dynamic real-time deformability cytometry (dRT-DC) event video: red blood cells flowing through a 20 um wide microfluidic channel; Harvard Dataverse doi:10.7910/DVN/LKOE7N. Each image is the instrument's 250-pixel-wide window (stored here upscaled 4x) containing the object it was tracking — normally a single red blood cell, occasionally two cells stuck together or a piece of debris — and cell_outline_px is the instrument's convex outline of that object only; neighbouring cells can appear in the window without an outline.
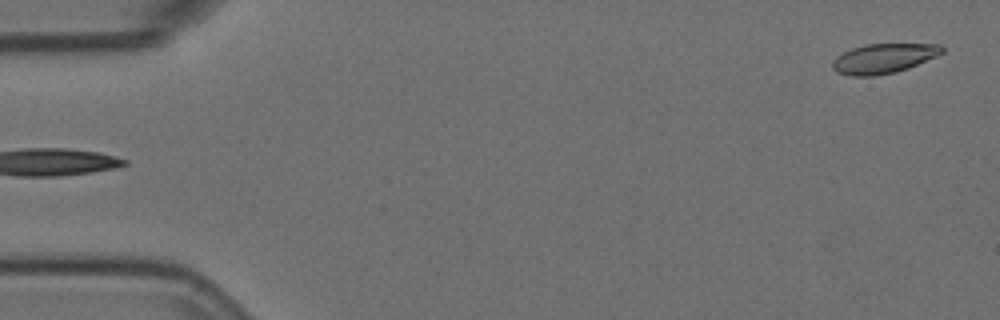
{"species": "Egyptian fruit bat (a non-hibernating species)", "species_latin": "Rousettus aegyptiacus", "temperature_condition": "room temperature", "stored_images_in_passage": 4, "segment_of_instrument_passage": [2, 2], "camera_frame_rate_fps": 3000, "um_per_image_px": 0.085, "animal": {"sex": "female"}, "frame": {"image": 1, "passage_image": 4, "time_ms": 1.0, "image_size_px": [1000, 320], "cell_outline_px": [[944, 52], [936, 56], [908, 68], [892, 72], [872, 76], [852, 76], [836, 72], [832, 68], [832, 60], [836, 56], [852, 48], [868, 44], [940, 44], [944, 48]], "centroid_in_image_um": [75.08, 4.96], "position_along_channel_um": 9.9, "area_um2": 18.79}}